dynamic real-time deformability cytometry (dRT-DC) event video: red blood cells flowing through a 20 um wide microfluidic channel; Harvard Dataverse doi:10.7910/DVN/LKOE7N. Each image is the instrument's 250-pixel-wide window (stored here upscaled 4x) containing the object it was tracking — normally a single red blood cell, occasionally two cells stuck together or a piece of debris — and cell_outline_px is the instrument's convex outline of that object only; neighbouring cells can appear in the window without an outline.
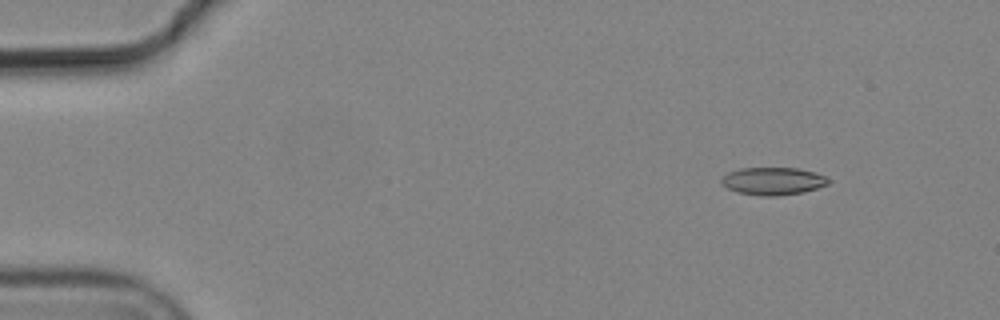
{"species": "common noctule bat (a hibernating species)", "species_latin": "Nyctalus noctula", "temperature_condition": "cold", "stored_images_in_passage": 6, "camera_frame_rate_fps": 3000, "um_per_image_px": 0.085, "animal": {"sex": "male", "body_mass_g": 19.2, "forearm_length_mm": 51.8}, "frame": {"image": 1, "passage_image": 2, "time_ms": 0.333, "image_size_px": [1000, 320], "cell_outline_px": [[828, 184], [804, 192], [776, 196], [760, 196], [736, 192], [728, 188], [720, 180], [728, 172], [740, 168], [796, 168], [816, 172], [824, 176], [828, 180]], "centroid_in_image_um": [65.69, 15.39], "position_along_channel_um": 19.3, "area_um2": 17.11}}
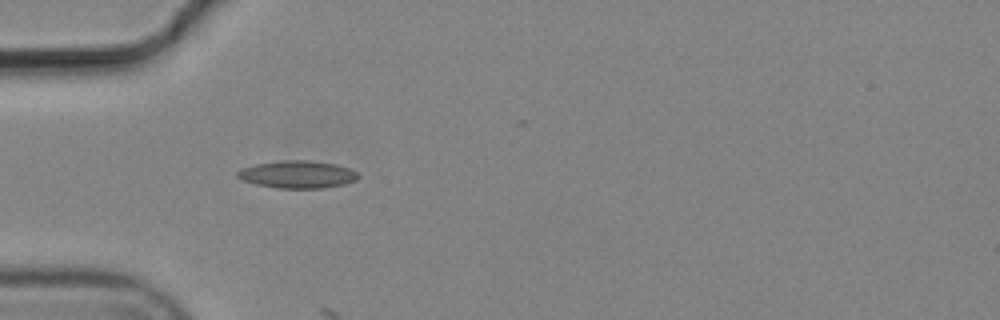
{"frame": {"image": 2, "passage_image": 5, "time_ms": 1.333, "image_size_px": [1000, 320], "cell_outline_px": [[360, 176], [356, 180], [344, 184], [324, 188], [276, 188], [256, 184], [244, 180], [236, 176], [236, 172], [240, 168], [256, 164], [280, 160], [308, 160], [336, 164], [348, 168], [356, 172]], "centroid_in_image_um": [25.27, 14.82], "position_along_channel_um": 59.7, "area_um2": 19.36}}